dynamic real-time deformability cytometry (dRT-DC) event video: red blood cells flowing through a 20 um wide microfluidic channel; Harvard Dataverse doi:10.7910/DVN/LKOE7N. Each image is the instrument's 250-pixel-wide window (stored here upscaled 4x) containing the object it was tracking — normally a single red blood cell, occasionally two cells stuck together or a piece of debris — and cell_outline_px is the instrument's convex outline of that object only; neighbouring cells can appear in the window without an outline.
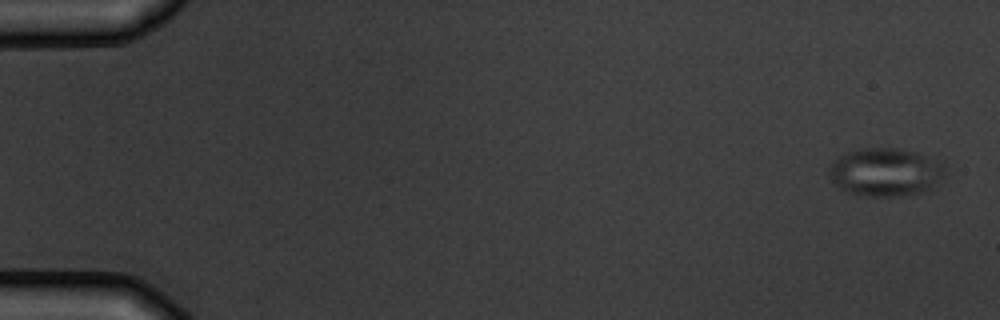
{"species": "common noctule bat (a hibernating species)", "species_latin": "Nyctalus noctula", "temperature_condition": "warm", "stored_images_in_passage": 5, "camera_frame_rate_fps": 3000, "um_per_image_px": 0.085, "animal": {"sex": "male", "body_mass_g": 19.5, "forearm_length_mm": 54.6}, "frame": {"image": 1, "passage_image": 1, "time_ms": 0.0, "image_size_px": [1000, 320], "cell_outline_px": [[948, 164], [944, 176], [932, 188], [920, 192], [896, 196], [868, 196], [848, 192], [840, 188], [832, 180], [828, 168], [832, 160], [848, 152], [860, 148], [896, 148], [916, 152], [944, 160]], "centroid_in_image_um": [75.33, 14.6], "position_along_channel_um": 9.7, "area_um2": 32.95}}